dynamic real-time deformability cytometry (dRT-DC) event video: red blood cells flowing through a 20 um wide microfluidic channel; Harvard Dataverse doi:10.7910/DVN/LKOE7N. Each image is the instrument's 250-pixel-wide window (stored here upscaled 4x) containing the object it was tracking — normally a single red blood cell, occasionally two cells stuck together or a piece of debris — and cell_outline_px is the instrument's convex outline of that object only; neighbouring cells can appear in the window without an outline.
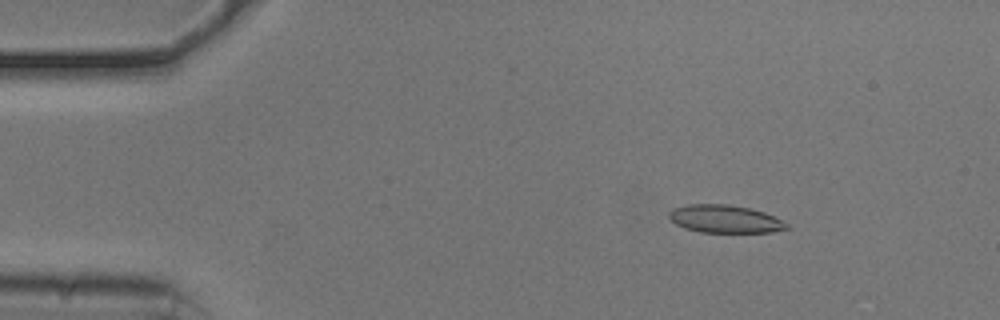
{"species": "common noctule bat (a hibernating species)", "species_latin": "Nyctalus noctula", "temperature_condition": "cold", "stored_images_in_passage": 54, "camera_frame_rate_fps": 3000, "um_per_image_px": 0.085, "animal": {"sex": "male", "body_mass_g": 20.5, "forearm_length_mm": 52.5}, "frame": {"image": 1, "passage_image": 8, "time_ms": 2.333, "image_size_px": [1000, 320], "cell_outline_px": [[788, 228], [772, 232], [700, 232], [684, 228], [676, 224], [668, 216], [668, 212], [672, 208], [688, 204], [728, 204], [748, 208], [764, 212], [788, 224]], "centroid_in_image_um": [61.56, 18.61], "position_along_channel_um": 23.4, "area_um2": 18.96}}
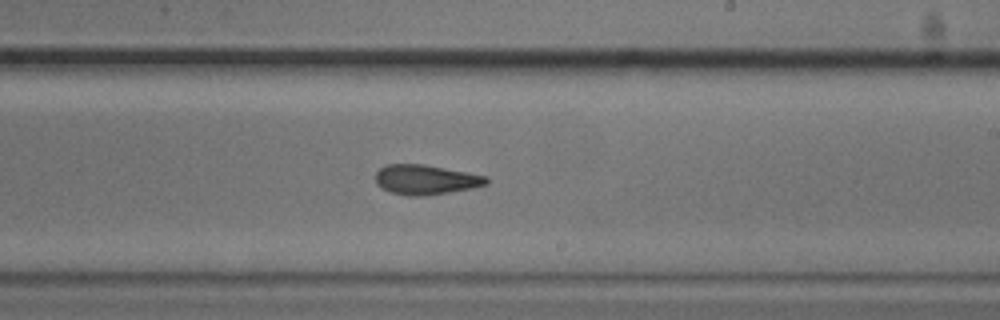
{"frame": {"image": 2, "passage_image": 32, "time_ms": 10.333, "image_size_px": [1000, 320], "cell_outline_px": [[488, 184], [472, 188], [424, 196], [408, 196], [392, 192], [376, 184], [376, 172], [384, 164], [424, 164], [488, 176]], "centroid_in_image_um": [36.19, 15.26], "position_along_channel_um": 252.8, "area_um2": 19.19}}
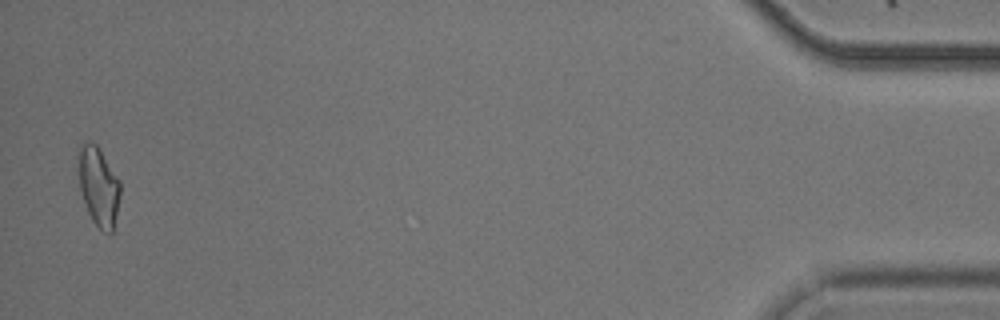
{"frame": {"image": 3, "passage_image": 53, "time_ms": 17.333, "image_size_px": [1000, 320], "cell_outline_px": [[120, 196], [112, 232], [108, 232], [100, 228], [92, 220], [88, 212], [80, 192], [76, 148], [88, 140], [96, 144], [120, 180]], "centroid_in_image_um": [8.34, 15.76], "position_along_channel_um": 426.9, "area_um2": 19.36}, "authors_computed_cell_mechanics": {"area_um2": 19.2763, "velocity_mm_per_s": 3.7583, "shape_relaxation_time_tau1_ms": 3.3173, "shape_relaxation_time_tau2_ms": 2.7447, "deformation_change_tau1": 0.1184, "deformation_change_tau2": 0.1205}}